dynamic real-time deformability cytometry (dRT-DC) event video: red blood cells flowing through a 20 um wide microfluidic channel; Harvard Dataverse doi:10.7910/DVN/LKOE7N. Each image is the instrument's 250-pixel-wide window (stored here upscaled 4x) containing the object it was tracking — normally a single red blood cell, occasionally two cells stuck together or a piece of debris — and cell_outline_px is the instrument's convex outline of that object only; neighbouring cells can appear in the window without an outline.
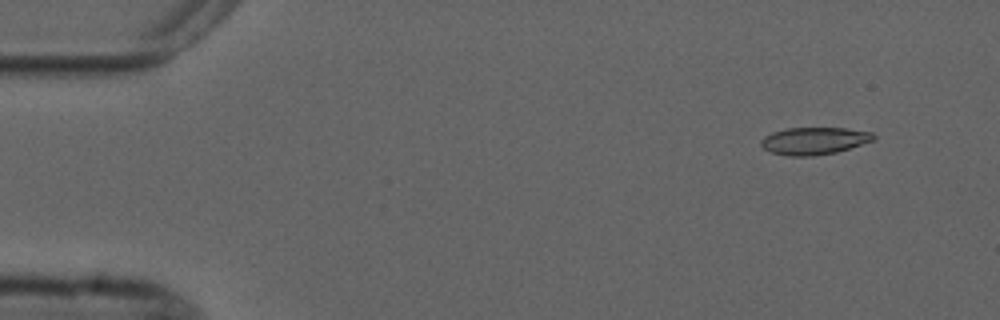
{"species": "common noctule bat (a hibernating species)", "species_latin": "Nyctalus noctula", "temperature_condition": "cold", "stored_images_in_passage": 4, "camera_frame_rate_fps": 3000, "um_per_image_px": 0.085, "animal": {"sex": "male", "forearm_length_mm": 52.5}, "frame": {"image": 1, "passage_image": 1, "time_ms": 0.0, "image_size_px": [1000, 320], "cell_outline_px": [[876, 140], [836, 152], [812, 156], [788, 156], [772, 152], [764, 148], [760, 144], [760, 140], [764, 136], [772, 132], [788, 128], [848, 128], [872, 132], [876, 136]], "centroid_in_image_um": [69.23, 11.96], "position_along_channel_um": 15.8, "area_um2": 17.98}}
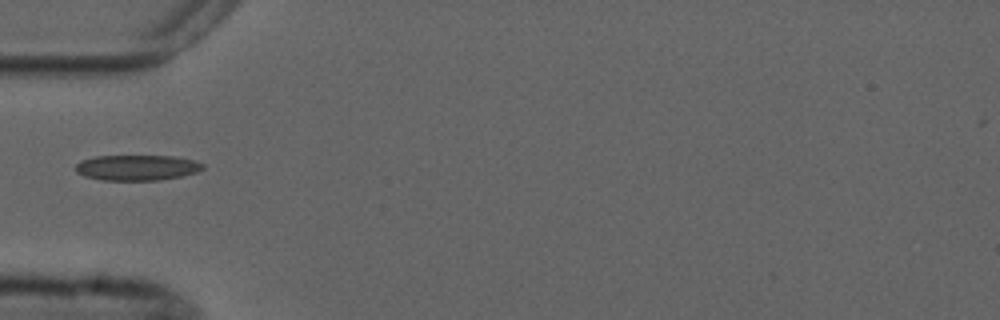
{"frame": {"image": 2, "passage_image": 4, "time_ms": 4.333, "image_size_px": [1000, 320], "cell_outline_px": [[204, 168], [196, 172], [180, 176], [160, 180], [100, 180], [84, 176], [76, 172], [76, 164], [80, 160], [96, 156], [172, 156], [192, 160], [204, 164]], "centroid_in_image_um": [11.6, 14.25], "position_along_channel_um": 73.4, "area_um2": 18.84}}